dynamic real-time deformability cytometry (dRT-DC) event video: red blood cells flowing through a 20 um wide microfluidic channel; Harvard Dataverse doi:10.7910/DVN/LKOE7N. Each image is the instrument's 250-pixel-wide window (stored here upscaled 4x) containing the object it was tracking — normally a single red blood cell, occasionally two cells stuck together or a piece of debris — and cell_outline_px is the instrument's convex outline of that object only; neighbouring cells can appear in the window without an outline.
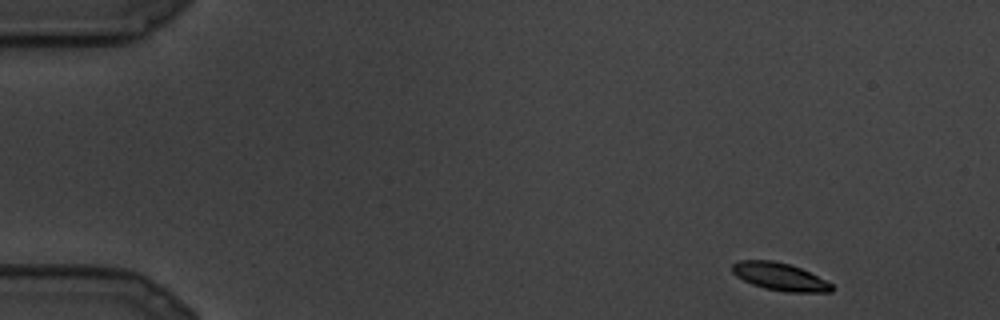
{"species": "common noctule bat (a hibernating species)", "species_latin": "Nyctalus noctula", "temperature_condition": "cold", "stored_images_in_passage": 25, "camera_frame_rate_fps": 3000, "um_per_image_px": 0.085, "animal": {"sex": "male", "body_mass_g": 19.5, "forearm_length_mm": 54.6}, "frame": {"image": 1, "passage_image": 1, "time_ms": 0.0, "image_size_px": [1000, 320], "cell_outline_px": [[832, 292], [784, 292], [764, 288], [752, 284], [736, 276], [732, 272], [732, 264], [736, 260], [772, 260], [788, 264], [800, 268], [832, 284]], "centroid_in_image_um": [66.23, 23.51], "position_along_channel_um": 18.8, "area_um2": 15.9}}